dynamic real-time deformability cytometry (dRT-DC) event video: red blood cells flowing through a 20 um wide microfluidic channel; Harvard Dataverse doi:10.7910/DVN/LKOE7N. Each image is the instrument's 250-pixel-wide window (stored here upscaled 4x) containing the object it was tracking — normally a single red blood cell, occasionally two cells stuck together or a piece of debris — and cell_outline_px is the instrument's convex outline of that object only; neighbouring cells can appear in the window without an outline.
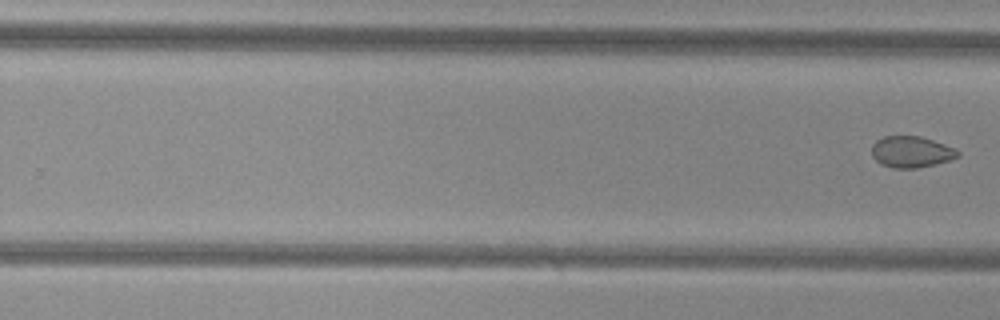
{"species": "common noctule bat (a hibernating species)", "species_latin": "Nyctalus noctula", "temperature_condition": "cold", "stored_images_in_passage": 11, "segment_of_instrument_passage": [2, 2], "camera_frame_rate_fps": 3000, "um_per_image_px": 0.085, "animal": {"sex": "female", "body_mass_g": 29.2, "forearm_length_mm": 56.3}, "frame": {"image": 1, "passage_image": 11, "time_ms": 12.667, "image_size_px": [1000, 320], "cell_outline_px": [[960, 156], [936, 164], [916, 168], [892, 168], [880, 164], [872, 156], [872, 144], [876, 140], [884, 136], [920, 136], [956, 148], [960, 152]], "centroid_in_image_um": [77.45, 12.91], "position_along_channel_um": 252.3, "area_um2": 15.78}}